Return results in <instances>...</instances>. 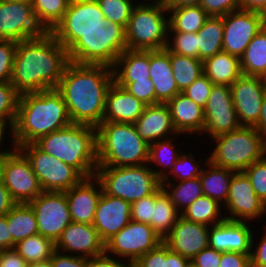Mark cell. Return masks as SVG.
<instances>
[{
  "mask_svg": "<svg viewBox=\"0 0 266 267\" xmlns=\"http://www.w3.org/2000/svg\"><path fill=\"white\" fill-rule=\"evenodd\" d=\"M103 192L100 180L94 175L83 178L66 191L71 221L93 224L96 207Z\"/></svg>",
  "mask_w": 266,
  "mask_h": 267,
  "instance_id": "603a6c76",
  "label": "cell"
},
{
  "mask_svg": "<svg viewBox=\"0 0 266 267\" xmlns=\"http://www.w3.org/2000/svg\"><path fill=\"white\" fill-rule=\"evenodd\" d=\"M14 249L30 265L50 260L55 251V243L41 234H36L19 241Z\"/></svg>",
  "mask_w": 266,
  "mask_h": 267,
  "instance_id": "60d3db41",
  "label": "cell"
},
{
  "mask_svg": "<svg viewBox=\"0 0 266 267\" xmlns=\"http://www.w3.org/2000/svg\"><path fill=\"white\" fill-rule=\"evenodd\" d=\"M213 83L203 73L182 93L201 107H205L210 95Z\"/></svg>",
  "mask_w": 266,
  "mask_h": 267,
  "instance_id": "f907efd6",
  "label": "cell"
},
{
  "mask_svg": "<svg viewBox=\"0 0 266 267\" xmlns=\"http://www.w3.org/2000/svg\"><path fill=\"white\" fill-rule=\"evenodd\" d=\"M167 9L169 14L168 32L197 33L209 17L200 5Z\"/></svg>",
  "mask_w": 266,
  "mask_h": 267,
  "instance_id": "d6a6232c",
  "label": "cell"
},
{
  "mask_svg": "<svg viewBox=\"0 0 266 267\" xmlns=\"http://www.w3.org/2000/svg\"><path fill=\"white\" fill-rule=\"evenodd\" d=\"M259 134L266 140V93L261 104V112L258 123L254 126Z\"/></svg>",
  "mask_w": 266,
  "mask_h": 267,
  "instance_id": "89a4df30",
  "label": "cell"
},
{
  "mask_svg": "<svg viewBox=\"0 0 266 267\" xmlns=\"http://www.w3.org/2000/svg\"><path fill=\"white\" fill-rule=\"evenodd\" d=\"M223 209L226 220L241 222H252V220L256 222L260 218L266 220V204L257 196L244 172L233 174L228 199Z\"/></svg>",
  "mask_w": 266,
  "mask_h": 267,
  "instance_id": "4fadbf2b",
  "label": "cell"
},
{
  "mask_svg": "<svg viewBox=\"0 0 266 267\" xmlns=\"http://www.w3.org/2000/svg\"><path fill=\"white\" fill-rule=\"evenodd\" d=\"M154 193L131 204V221L147 223L151 226Z\"/></svg>",
  "mask_w": 266,
  "mask_h": 267,
  "instance_id": "f5cc1de1",
  "label": "cell"
},
{
  "mask_svg": "<svg viewBox=\"0 0 266 267\" xmlns=\"http://www.w3.org/2000/svg\"><path fill=\"white\" fill-rule=\"evenodd\" d=\"M14 124L15 123H3V122H0V156H8L10 154H12L16 149H17V145L15 143V140H14ZM9 128V131L7 130ZM9 133V134H7ZM9 135V137H11L9 143L11 144V147L12 148H8L6 146V148H2L4 147L5 144L3 143H6L4 142V139L7 137L6 136ZM3 144V145H2Z\"/></svg>",
  "mask_w": 266,
  "mask_h": 267,
  "instance_id": "be15d7a7",
  "label": "cell"
},
{
  "mask_svg": "<svg viewBox=\"0 0 266 267\" xmlns=\"http://www.w3.org/2000/svg\"><path fill=\"white\" fill-rule=\"evenodd\" d=\"M137 1V2H136ZM104 17L110 22H116L126 28L132 10L138 0H98Z\"/></svg>",
  "mask_w": 266,
  "mask_h": 267,
  "instance_id": "ee69618b",
  "label": "cell"
},
{
  "mask_svg": "<svg viewBox=\"0 0 266 267\" xmlns=\"http://www.w3.org/2000/svg\"><path fill=\"white\" fill-rule=\"evenodd\" d=\"M166 48L172 53L199 59L197 33L168 32Z\"/></svg>",
  "mask_w": 266,
  "mask_h": 267,
  "instance_id": "f6af8a7d",
  "label": "cell"
},
{
  "mask_svg": "<svg viewBox=\"0 0 266 267\" xmlns=\"http://www.w3.org/2000/svg\"><path fill=\"white\" fill-rule=\"evenodd\" d=\"M38 23L46 32H51L62 20L68 9L69 0H32Z\"/></svg>",
  "mask_w": 266,
  "mask_h": 267,
  "instance_id": "b9f144b4",
  "label": "cell"
},
{
  "mask_svg": "<svg viewBox=\"0 0 266 267\" xmlns=\"http://www.w3.org/2000/svg\"><path fill=\"white\" fill-rule=\"evenodd\" d=\"M250 255L239 252H221L219 267H249Z\"/></svg>",
  "mask_w": 266,
  "mask_h": 267,
  "instance_id": "91938a15",
  "label": "cell"
},
{
  "mask_svg": "<svg viewBox=\"0 0 266 267\" xmlns=\"http://www.w3.org/2000/svg\"><path fill=\"white\" fill-rule=\"evenodd\" d=\"M52 267H87V258L54 251L50 259Z\"/></svg>",
  "mask_w": 266,
  "mask_h": 267,
  "instance_id": "6f0895ef",
  "label": "cell"
},
{
  "mask_svg": "<svg viewBox=\"0 0 266 267\" xmlns=\"http://www.w3.org/2000/svg\"><path fill=\"white\" fill-rule=\"evenodd\" d=\"M234 173L232 170L217 167L208 160L199 175L203 195L224 205L228 199L230 181Z\"/></svg>",
  "mask_w": 266,
  "mask_h": 267,
  "instance_id": "f546056e",
  "label": "cell"
},
{
  "mask_svg": "<svg viewBox=\"0 0 266 267\" xmlns=\"http://www.w3.org/2000/svg\"><path fill=\"white\" fill-rule=\"evenodd\" d=\"M71 124L65 101L56 89L24 93L18 101L14 140L18 148Z\"/></svg>",
  "mask_w": 266,
  "mask_h": 267,
  "instance_id": "3957f363",
  "label": "cell"
},
{
  "mask_svg": "<svg viewBox=\"0 0 266 267\" xmlns=\"http://www.w3.org/2000/svg\"><path fill=\"white\" fill-rule=\"evenodd\" d=\"M98 0H69V3L97 2Z\"/></svg>",
  "mask_w": 266,
  "mask_h": 267,
  "instance_id": "11e5206c",
  "label": "cell"
},
{
  "mask_svg": "<svg viewBox=\"0 0 266 267\" xmlns=\"http://www.w3.org/2000/svg\"><path fill=\"white\" fill-rule=\"evenodd\" d=\"M2 2H32V0H0Z\"/></svg>",
  "mask_w": 266,
  "mask_h": 267,
  "instance_id": "b9fcfbb0",
  "label": "cell"
},
{
  "mask_svg": "<svg viewBox=\"0 0 266 267\" xmlns=\"http://www.w3.org/2000/svg\"><path fill=\"white\" fill-rule=\"evenodd\" d=\"M223 16H209L197 32L199 59L214 56L223 51Z\"/></svg>",
  "mask_w": 266,
  "mask_h": 267,
  "instance_id": "e575fe53",
  "label": "cell"
},
{
  "mask_svg": "<svg viewBox=\"0 0 266 267\" xmlns=\"http://www.w3.org/2000/svg\"><path fill=\"white\" fill-rule=\"evenodd\" d=\"M171 1L172 0H155V3L167 6Z\"/></svg>",
  "mask_w": 266,
  "mask_h": 267,
  "instance_id": "2a66077c",
  "label": "cell"
},
{
  "mask_svg": "<svg viewBox=\"0 0 266 267\" xmlns=\"http://www.w3.org/2000/svg\"><path fill=\"white\" fill-rule=\"evenodd\" d=\"M150 79L155 86V104L167 103L178 89L169 59V50H149Z\"/></svg>",
  "mask_w": 266,
  "mask_h": 267,
  "instance_id": "4316f807",
  "label": "cell"
},
{
  "mask_svg": "<svg viewBox=\"0 0 266 267\" xmlns=\"http://www.w3.org/2000/svg\"><path fill=\"white\" fill-rule=\"evenodd\" d=\"M137 133L148 144L178 134L166 103H157L145 107L142 115L134 123Z\"/></svg>",
  "mask_w": 266,
  "mask_h": 267,
  "instance_id": "d4e9b609",
  "label": "cell"
},
{
  "mask_svg": "<svg viewBox=\"0 0 266 267\" xmlns=\"http://www.w3.org/2000/svg\"><path fill=\"white\" fill-rule=\"evenodd\" d=\"M130 211V203L102 192L96 207L93 226L105 243L131 221Z\"/></svg>",
  "mask_w": 266,
  "mask_h": 267,
  "instance_id": "7402d4cb",
  "label": "cell"
},
{
  "mask_svg": "<svg viewBox=\"0 0 266 267\" xmlns=\"http://www.w3.org/2000/svg\"><path fill=\"white\" fill-rule=\"evenodd\" d=\"M69 63L68 50L45 32L17 42L10 83L20 95L56 89Z\"/></svg>",
  "mask_w": 266,
  "mask_h": 267,
  "instance_id": "6da1fadb",
  "label": "cell"
},
{
  "mask_svg": "<svg viewBox=\"0 0 266 267\" xmlns=\"http://www.w3.org/2000/svg\"><path fill=\"white\" fill-rule=\"evenodd\" d=\"M45 32L35 17L31 2L0 1V39L20 42Z\"/></svg>",
  "mask_w": 266,
  "mask_h": 267,
  "instance_id": "2e32d148",
  "label": "cell"
},
{
  "mask_svg": "<svg viewBox=\"0 0 266 267\" xmlns=\"http://www.w3.org/2000/svg\"><path fill=\"white\" fill-rule=\"evenodd\" d=\"M181 213L171 202L169 195L160 186L154 192L151 227L163 240L170 232Z\"/></svg>",
  "mask_w": 266,
  "mask_h": 267,
  "instance_id": "4dcf8cb0",
  "label": "cell"
},
{
  "mask_svg": "<svg viewBox=\"0 0 266 267\" xmlns=\"http://www.w3.org/2000/svg\"><path fill=\"white\" fill-rule=\"evenodd\" d=\"M251 222L224 220L209 228V247L220 252L251 254L253 230Z\"/></svg>",
  "mask_w": 266,
  "mask_h": 267,
  "instance_id": "44dd1931",
  "label": "cell"
},
{
  "mask_svg": "<svg viewBox=\"0 0 266 267\" xmlns=\"http://www.w3.org/2000/svg\"><path fill=\"white\" fill-rule=\"evenodd\" d=\"M7 156H0V183L3 181L4 167L6 164Z\"/></svg>",
  "mask_w": 266,
  "mask_h": 267,
  "instance_id": "8c879c8a",
  "label": "cell"
},
{
  "mask_svg": "<svg viewBox=\"0 0 266 267\" xmlns=\"http://www.w3.org/2000/svg\"><path fill=\"white\" fill-rule=\"evenodd\" d=\"M230 87L240 125L254 127L258 123L266 93L259 77L242 74Z\"/></svg>",
  "mask_w": 266,
  "mask_h": 267,
  "instance_id": "ac0fdd59",
  "label": "cell"
},
{
  "mask_svg": "<svg viewBox=\"0 0 266 267\" xmlns=\"http://www.w3.org/2000/svg\"><path fill=\"white\" fill-rule=\"evenodd\" d=\"M161 186L169 195L171 202L180 213H182L197 198L203 196L199 177L178 181V183L177 181L161 182Z\"/></svg>",
  "mask_w": 266,
  "mask_h": 267,
  "instance_id": "74e56055",
  "label": "cell"
},
{
  "mask_svg": "<svg viewBox=\"0 0 266 267\" xmlns=\"http://www.w3.org/2000/svg\"><path fill=\"white\" fill-rule=\"evenodd\" d=\"M188 267H197L195 264H193L192 262H190L189 264H188Z\"/></svg>",
  "mask_w": 266,
  "mask_h": 267,
  "instance_id": "67dfc351",
  "label": "cell"
},
{
  "mask_svg": "<svg viewBox=\"0 0 266 267\" xmlns=\"http://www.w3.org/2000/svg\"><path fill=\"white\" fill-rule=\"evenodd\" d=\"M126 49L125 28L108 21L102 32L82 34L68 49V54L72 63L113 67Z\"/></svg>",
  "mask_w": 266,
  "mask_h": 267,
  "instance_id": "9c48e42d",
  "label": "cell"
},
{
  "mask_svg": "<svg viewBox=\"0 0 266 267\" xmlns=\"http://www.w3.org/2000/svg\"><path fill=\"white\" fill-rule=\"evenodd\" d=\"M169 59L178 89L183 92L203 71V61L169 51Z\"/></svg>",
  "mask_w": 266,
  "mask_h": 267,
  "instance_id": "ab89813d",
  "label": "cell"
},
{
  "mask_svg": "<svg viewBox=\"0 0 266 267\" xmlns=\"http://www.w3.org/2000/svg\"><path fill=\"white\" fill-rule=\"evenodd\" d=\"M262 86L266 91V70L259 76Z\"/></svg>",
  "mask_w": 266,
  "mask_h": 267,
  "instance_id": "34e18365",
  "label": "cell"
},
{
  "mask_svg": "<svg viewBox=\"0 0 266 267\" xmlns=\"http://www.w3.org/2000/svg\"><path fill=\"white\" fill-rule=\"evenodd\" d=\"M15 245L29 236L38 234L35 212L28 203H17L6 215Z\"/></svg>",
  "mask_w": 266,
  "mask_h": 267,
  "instance_id": "836d02e7",
  "label": "cell"
},
{
  "mask_svg": "<svg viewBox=\"0 0 266 267\" xmlns=\"http://www.w3.org/2000/svg\"><path fill=\"white\" fill-rule=\"evenodd\" d=\"M116 83L147 106L155 104V86L151 79Z\"/></svg>",
  "mask_w": 266,
  "mask_h": 267,
  "instance_id": "c3c4849f",
  "label": "cell"
},
{
  "mask_svg": "<svg viewBox=\"0 0 266 267\" xmlns=\"http://www.w3.org/2000/svg\"><path fill=\"white\" fill-rule=\"evenodd\" d=\"M19 97L10 82L0 83V122L15 123Z\"/></svg>",
  "mask_w": 266,
  "mask_h": 267,
  "instance_id": "bcb514c9",
  "label": "cell"
},
{
  "mask_svg": "<svg viewBox=\"0 0 266 267\" xmlns=\"http://www.w3.org/2000/svg\"><path fill=\"white\" fill-rule=\"evenodd\" d=\"M146 106L113 81L106 94L103 122L134 124Z\"/></svg>",
  "mask_w": 266,
  "mask_h": 267,
  "instance_id": "cb8c5ba5",
  "label": "cell"
},
{
  "mask_svg": "<svg viewBox=\"0 0 266 267\" xmlns=\"http://www.w3.org/2000/svg\"><path fill=\"white\" fill-rule=\"evenodd\" d=\"M200 6L209 16H225L241 9V0H200Z\"/></svg>",
  "mask_w": 266,
  "mask_h": 267,
  "instance_id": "db71d44e",
  "label": "cell"
},
{
  "mask_svg": "<svg viewBox=\"0 0 266 267\" xmlns=\"http://www.w3.org/2000/svg\"><path fill=\"white\" fill-rule=\"evenodd\" d=\"M240 62L243 75L259 77L266 70V25L248 44Z\"/></svg>",
  "mask_w": 266,
  "mask_h": 267,
  "instance_id": "8d00e7d4",
  "label": "cell"
},
{
  "mask_svg": "<svg viewBox=\"0 0 266 267\" xmlns=\"http://www.w3.org/2000/svg\"><path fill=\"white\" fill-rule=\"evenodd\" d=\"M95 176L100 180L103 191L132 204L153 194L161 180L149 164L129 167L98 166Z\"/></svg>",
  "mask_w": 266,
  "mask_h": 267,
  "instance_id": "ba28073f",
  "label": "cell"
},
{
  "mask_svg": "<svg viewBox=\"0 0 266 267\" xmlns=\"http://www.w3.org/2000/svg\"><path fill=\"white\" fill-rule=\"evenodd\" d=\"M113 81L110 66L67 65L56 90L62 95L73 124L97 128L103 122L106 94Z\"/></svg>",
  "mask_w": 266,
  "mask_h": 267,
  "instance_id": "7a4b0ae2",
  "label": "cell"
},
{
  "mask_svg": "<svg viewBox=\"0 0 266 267\" xmlns=\"http://www.w3.org/2000/svg\"><path fill=\"white\" fill-rule=\"evenodd\" d=\"M148 1H150V2H148ZM143 2H144V4H146V2H147V4H155V0H141V2L139 1V4H143Z\"/></svg>",
  "mask_w": 266,
  "mask_h": 267,
  "instance_id": "09005b40",
  "label": "cell"
},
{
  "mask_svg": "<svg viewBox=\"0 0 266 267\" xmlns=\"http://www.w3.org/2000/svg\"><path fill=\"white\" fill-rule=\"evenodd\" d=\"M243 172L249 178L257 196L266 204V156L253 162Z\"/></svg>",
  "mask_w": 266,
  "mask_h": 267,
  "instance_id": "7dc6e473",
  "label": "cell"
},
{
  "mask_svg": "<svg viewBox=\"0 0 266 267\" xmlns=\"http://www.w3.org/2000/svg\"><path fill=\"white\" fill-rule=\"evenodd\" d=\"M174 137L176 138L177 136L160 139L149 144L148 164L152 165L154 163L159 167L158 169L154 165L150 166L151 170L160 180L170 172L177 158L183 151L180 149L181 147H178V145L174 143ZM154 167L156 169H154Z\"/></svg>",
  "mask_w": 266,
  "mask_h": 267,
  "instance_id": "1f68e13d",
  "label": "cell"
},
{
  "mask_svg": "<svg viewBox=\"0 0 266 267\" xmlns=\"http://www.w3.org/2000/svg\"><path fill=\"white\" fill-rule=\"evenodd\" d=\"M125 267H138L135 263H128Z\"/></svg>",
  "mask_w": 266,
  "mask_h": 267,
  "instance_id": "979ff035",
  "label": "cell"
},
{
  "mask_svg": "<svg viewBox=\"0 0 266 267\" xmlns=\"http://www.w3.org/2000/svg\"><path fill=\"white\" fill-rule=\"evenodd\" d=\"M34 144L43 152L74 167L84 178L98 167L97 130L85 124H71L40 137Z\"/></svg>",
  "mask_w": 266,
  "mask_h": 267,
  "instance_id": "277c9868",
  "label": "cell"
},
{
  "mask_svg": "<svg viewBox=\"0 0 266 267\" xmlns=\"http://www.w3.org/2000/svg\"><path fill=\"white\" fill-rule=\"evenodd\" d=\"M168 30L169 14L165 5L136 4L125 28L127 49H165Z\"/></svg>",
  "mask_w": 266,
  "mask_h": 267,
  "instance_id": "52a82bcc",
  "label": "cell"
},
{
  "mask_svg": "<svg viewBox=\"0 0 266 267\" xmlns=\"http://www.w3.org/2000/svg\"><path fill=\"white\" fill-rule=\"evenodd\" d=\"M129 262L108 255L106 252L87 258V267H125Z\"/></svg>",
  "mask_w": 266,
  "mask_h": 267,
  "instance_id": "94428289",
  "label": "cell"
},
{
  "mask_svg": "<svg viewBox=\"0 0 266 267\" xmlns=\"http://www.w3.org/2000/svg\"><path fill=\"white\" fill-rule=\"evenodd\" d=\"M214 147L208 160L217 167L243 172L253 162L266 156V140L255 127L239 129L214 136Z\"/></svg>",
  "mask_w": 266,
  "mask_h": 267,
  "instance_id": "8992f818",
  "label": "cell"
},
{
  "mask_svg": "<svg viewBox=\"0 0 266 267\" xmlns=\"http://www.w3.org/2000/svg\"><path fill=\"white\" fill-rule=\"evenodd\" d=\"M18 149L29 160L45 192H66L84 178L74 167L43 152L34 143L20 145Z\"/></svg>",
  "mask_w": 266,
  "mask_h": 267,
  "instance_id": "30bf717a",
  "label": "cell"
},
{
  "mask_svg": "<svg viewBox=\"0 0 266 267\" xmlns=\"http://www.w3.org/2000/svg\"><path fill=\"white\" fill-rule=\"evenodd\" d=\"M96 130L98 166L148 164L149 144L139 136L134 124L102 122Z\"/></svg>",
  "mask_w": 266,
  "mask_h": 267,
  "instance_id": "5b68a950",
  "label": "cell"
},
{
  "mask_svg": "<svg viewBox=\"0 0 266 267\" xmlns=\"http://www.w3.org/2000/svg\"><path fill=\"white\" fill-rule=\"evenodd\" d=\"M264 229L265 230L262 231L263 235H260V239L258 238L256 240V231H254L252 237L250 261L256 266H266V228L264 227Z\"/></svg>",
  "mask_w": 266,
  "mask_h": 267,
  "instance_id": "9f6ffc18",
  "label": "cell"
},
{
  "mask_svg": "<svg viewBox=\"0 0 266 267\" xmlns=\"http://www.w3.org/2000/svg\"><path fill=\"white\" fill-rule=\"evenodd\" d=\"M13 249V236L10 234L7 218L0 216V250Z\"/></svg>",
  "mask_w": 266,
  "mask_h": 267,
  "instance_id": "e7e4bbea",
  "label": "cell"
},
{
  "mask_svg": "<svg viewBox=\"0 0 266 267\" xmlns=\"http://www.w3.org/2000/svg\"><path fill=\"white\" fill-rule=\"evenodd\" d=\"M114 82L150 79L149 50L126 49L112 67Z\"/></svg>",
  "mask_w": 266,
  "mask_h": 267,
  "instance_id": "83f0119b",
  "label": "cell"
},
{
  "mask_svg": "<svg viewBox=\"0 0 266 267\" xmlns=\"http://www.w3.org/2000/svg\"><path fill=\"white\" fill-rule=\"evenodd\" d=\"M221 252L214 248L207 247L201 250L191 262L197 267H219Z\"/></svg>",
  "mask_w": 266,
  "mask_h": 267,
  "instance_id": "680465c9",
  "label": "cell"
},
{
  "mask_svg": "<svg viewBox=\"0 0 266 267\" xmlns=\"http://www.w3.org/2000/svg\"><path fill=\"white\" fill-rule=\"evenodd\" d=\"M28 204L35 212L38 234L56 243L72 222L65 192L43 191Z\"/></svg>",
  "mask_w": 266,
  "mask_h": 267,
  "instance_id": "5bb4252c",
  "label": "cell"
},
{
  "mask_svg": "<svg viewBox=\"0 0 266 267\" xmlns=\"http://www.w3.org/2000/svg\"><path fill=\"white\" fill-rule=\"evenodd\" d=\"M235 108L231 87L226 85H213L204 109Z\"/></svg>",
  "mask_w": 266,
  "mask_h": 267,
  "instance_id": "816d5d0a",
  "label": "cell"
},
{
  "mask_svg": "<svg viewBox=\"0 0 266 267\" xmlns=\"http://www.w3.org/2000/svg\"><path fill=\"white\" fill-rule=\"evenodd\" d=\"M191 261L166 245V267H188Z\"/></svg>",
  "mask_w": 266,
  "mask_h": 267,
  "instance_id": "003e7915",
  "label": "cell"
},
{
  "mask_svg": "<svg viewBox=\"0 0 266 267\" xmlns=\"http://www.w3.org/2000/svg\"><path fill=\"white\" fill-rule=\"evenodd\" d=\"M203 135L209 138L237 130L241 127L235 108L204 109Z\"/></svg>",
  "mask_w": 266,
  "mask_h": 267,
  "instance_id": "f35d334b",
  "label": "cell"
},
{
  "mask_svg": "<svg viewBox=\"0 0 266 267\" xmlns=\"http://www.w3.org/2000/svg\"><path fill=\"white\" fill-rule=\"evenodd\" d=\"M55 250L90 258L105 253V242L93 224L71 222L55 243Z\"/></svg>",
  "mask_w": 266,
  "mask_h": 267,
  "instance_id": "d6986e66",
  "label": "cell"
},
{
  "mask_svg": "<svg viewBox=\"0 0 266 267\" xmlns=\"http://www.w3.org/2000/svg\"><path fill=\"white\" fill-rule=\"evenodd\" d=\"M200 5V0H172L166 7L179 8L182 6Z\"/></svg>",
  "mask_w": 266,
  "mask_h": 267,
  "instance_id": "2644e50d",
  "label": "cell"
},
{
  "mask_svg": "<svg viewBox=\"0 0 266 267\" xmlns=\"http://www.w3.org/2000/svg\"><path fill=\"white\" fill-rule=\"evenodd\" d=\"M0 267H29L25 259L15 250H0Z\"/></svg>",
  "mask_w": 266,
  "mask_h": 267,
  "instance_id": "6125c7cd",
  "label": "cell"
},
{
  "mask_svg": "<svg viewBox=\"0 0 266 267\" xmlns=\"http://www.w3.org/2000/svg\"><path fill=\"white\" fill-rule=\"evenodd\" d=\"M167 106L170 110L173 125L178 134L200 135L204 130V108L196 104L182 92L168 101Z\"/></svg>",
  "mask_w": 266,
  "mask_h": 267,
  "instance_id": "484cf974",
  "label": "cell"
},
{
  "mask_svg": "<svg viewBox=\"0 0 266 267\" xmlns=\"http://www.w3.org/2000/svg\"><path fill=\"white\" fill-rule=\"evenodd\" d=\"M266 25V16L238 9L223 16V51L241 58L253 37Z\"/></svg>",
  "mask_w": 266,
  "mask_h": 267,
  "instance_id": "9a60e30c",
  "label": "cell"
},
{
  "mask_svg": "<svg viewBox=\"0 0 266 267\" xmlns=\"http://www.w3.org/2000/svg\"><path fill=\"white\" fill-rule=\"evenodd\" d=\"M241 9L258 12L266 16V0H241Z\"/></svg>",
  "mask_w": 266,
  "mask_h": 267,
  "instance_id": "a7ac6f4b",
  "label": "cell"
},
{
  "mask_svg": "<svg viewBox=\"0 0 266 267\" xmlns=\"http://www.w3.org/2000/svg\"><path fill=\"white\" fill-rule=\"evenodd\" d=\"M17 42L0 39V83L10 82Z\"/></svg>",
  "mask_w": 266,
  "mask_h": 267,
  "instance_id": "681fc988",
  "label": "cell"
},
{
  "mask_svg": "<svg viewBox=\"0 0 266 267\" xmlns=\"http://www.w3.org/2000/svg\"><path fill=\"white\" fill-rule=\"evenodd\" d=\"M107 22L97 2L70 3L51 33L68 50L82 34L102 32Z\"/></svg>",
  "mask_w": 266,
  "mask_h": 267,
  "instance_id": "8fae6325",
  "label": "cell"
},
{
  "mask_svg": "<svg viewBox=\"0 0 266 267\" xmlns=\"http://www.w3.org/2000/svg\"><path fill=\"white\" fill-rule=\"evenodd\" d=\"M29 267H52V266H51V261L48 260L46 262L30 264Z\"/></svg>",
  "mask_w": 266,
  "mask_h": 267,
  "instance_id": "753ad0ef",
  "label": "cell"
},
{
  "mask_svg": "<svg viewBox=\"0 0 266 267\" xmlns=\"http://www.w3.org/2000/svg\"><path fill=\"white\" fill-rule=\"evenodd\" d=\"M249 267H266V266H256L250 262Z\"/></svg>",
  "mask_w": 266,
  "mask_h": 267,
  "instance_id": "deb4b68c",
  "label": "cell"
},
{
  "mask_svg": "<svg viewBox=\"0 0 266 267\" xmlns=\"http://www.w3.org/2000/svg\"><path fill=\"white\" fill-rule=\"evenodd\" d=\"M222 212V214H221ZM223 205L208 196H201L191 203L181 216L186 220L202 223L207 226L216 225L225 220Z\"/></svg>",
  "mask_w": 266,
  "mask_h": 267,
  "instance_id": "d590c367",
  "label": "cell"
},
{
  "mask_svg": "<svg viewBox=\"0 0 266 267\" xmlns=\"http://www.w3.org/2000/svg\"><path fill=\"white\" fill-rule=\"evenodd\" d=\"M16 204L9 190L0 183V216L6 215Z\"/></svg>",
  "mask_w": 266,
  "mask_h": 267,
  "instance_id": "03108f58",
  "label": "cell"
},
{
  "mask_svg": "<svg viewBox=\"0 0 266 267\" xmlns=\"http://www.w3.org/2000/svg\"><path fill=\"white\" fill-rule=\"evenodd\" d=\"M187 152L189 151H183L179 155L174 166L172 167L170 172L161 180V182H171L173 180L184 181L199 177L203 169V165L208 161V157L204 160L202 158H199V160L197 161V159H195L196 156H194L192 151H190L189 153ZM200 164H202V167L200 166Z\"/></svg>",
  "mask_w": 266,
  "mask_h": 267,
  "instance_id": "7bdbcfd3",
  "label": "cell"
},
{
  "mask_svg": "<svg viewBox=\"0 0 266 267\" xmlns=\"http://www.w3.org/2000/svg\"><path fill=\"white\" fill-rule=\"evenodd\" d=\"M209 228L180 216L163 242L172 251L191 261L201 250L209 247Z\"/></svg>",
  "mask_w": 266,
  "mask_h": 267,
  "instance_id": "ffe728a7",
  "label": "cell"
},
{
  "mask_svg": "<svg viewBox=\"0 0 266 267\" xmlns=\"http://www.w3.org/2000/svg\"><path fill=\"white\" fill-rule=\"evenodd\" d=\"M203 71L214 85L231 86L242 75L240 58L218 52L203 61Z\"/></svg>",
  "mask_w": 266,
  "mask_h": 267,
  "instance_id": "f1b7e54d",
  "label": "cell"
},
{
  "mask_svg": "<svg viewBox=\"0 0 266 267\" xmlns=\"http://www.w3.org/2000/svg\"><path fill=\"white\" fill-rule=\"evenodd\" d=\"M163 240L147 223L130 221L105 243V252L134 263L145 253L158 246Z\"/></svg>",
  "mask_w": 266,
  "mask_h": 267,
  "instance_id": "7c38bea8",
  "label": "cell"
},
{
  "mask_svg": "<svg viewBox=\"0 0 266 267\" xmlns=\"http://www.w3.org/2000/svg\"><path fill=\"white\" fill-rule=\"evenodd\" d=\"M2 183L16 203H29L43 192L29 160L18 148L6 158Z\"/></svg>",
  "mask_w": 266,
  "mask_h": 267,
  "instance_id": "e0dca14e",
  "label": "cell"
},
{
  "mask_svg": "<svg viewBox=\"0 0 266 267\" xmlns=\"http://www.w3.org/2000/svg\"><path fill=\"white\" fill-rule=\"evenodd\" d=\"M134 263L138 267H166V244L162 241Z\"/></svg>",
  "mask_w": 266,
  "mask_h": 267,
  "instance_id": "11a10c76",
  "label": "cell"
}]
</instances>
